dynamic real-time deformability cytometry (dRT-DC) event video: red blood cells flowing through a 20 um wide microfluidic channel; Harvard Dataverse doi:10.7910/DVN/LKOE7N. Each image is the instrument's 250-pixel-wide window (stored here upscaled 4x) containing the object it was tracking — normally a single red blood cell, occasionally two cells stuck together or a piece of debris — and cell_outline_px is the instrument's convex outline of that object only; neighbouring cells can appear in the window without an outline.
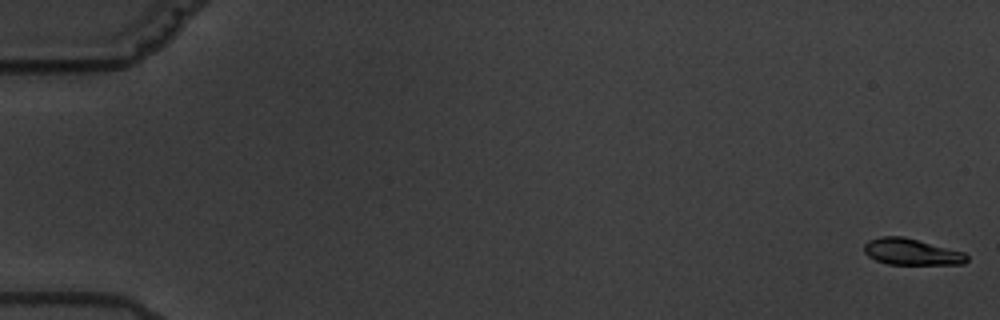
{"species": "common noctule bat (a hibernating species)", "species_latin": "Nyctalus noctula", "temperature_condition": "warm", "stored_images_in_passage": 7, "camera_frame_rate_fps": 3000, "um_per_image_px": 0.085, "animal": {"sex": "male", "body_mass_g": 19.5, "forearm_length_mm": 54.6}, "frame": {"image": 1, "passage_image": 1, "time_ms": 0.0, "image_size_px": [1000, 320], "cell_outline_px": [[968, 260], [964, 264], [888, 264], [876, 260], [868, 256], [864, 252], [864, 244], [868, 240], [880, 236], [904, 236], [964, 252], [968, 256]], "centroid_in_image_um": [77.46, 21.4], "position_along_channel_um": 7.5, "area_um2": 15.84}}
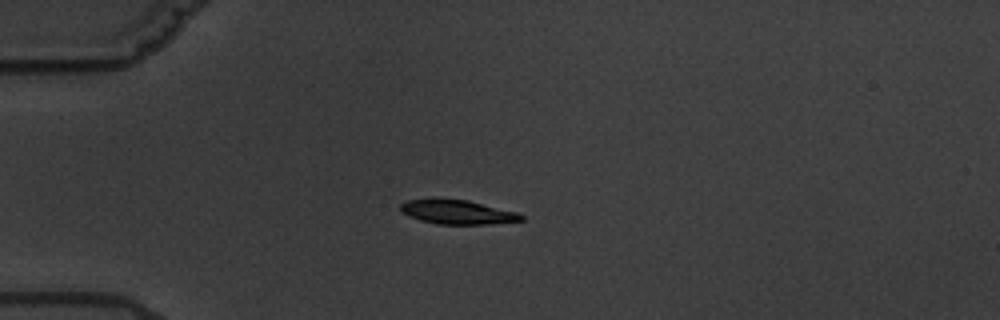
{"frame": {"image": 2, "passage_image": 5, "time_ms": 5.333, "image_size_px": [1000, 320], "cell_outline_px": [[524, 220], [488, 224], [436, 224], [420, 220], [400, 212], [400, 204], [408, 200], [428, 196], [436, 196], [468, 200], [516, 212], [524, 216]], "centroid_in_image_um": [38.78, 17.98], "position_along_channel_um": 46.2, "area_um2": 17.57}}